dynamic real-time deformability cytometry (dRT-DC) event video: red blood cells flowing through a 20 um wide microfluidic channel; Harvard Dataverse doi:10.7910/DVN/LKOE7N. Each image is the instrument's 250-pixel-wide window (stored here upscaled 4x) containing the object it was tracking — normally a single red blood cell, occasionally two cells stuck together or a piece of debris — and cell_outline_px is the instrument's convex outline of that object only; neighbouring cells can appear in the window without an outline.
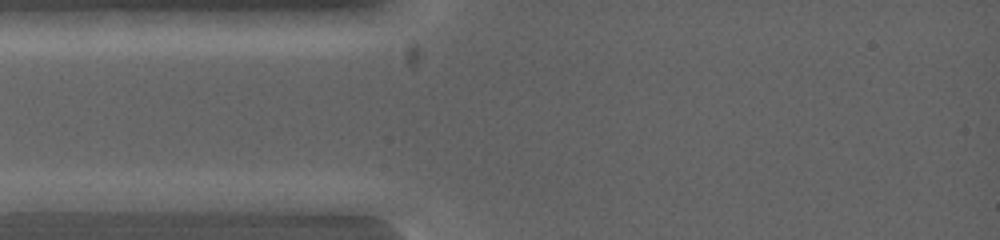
{"species": "common noctule bat (a hibernating species)", "species_latin": "Nyctalus noctula", "temperature_condition": "warm", "stored_images_in_passage": 4, "camera_frame_rate_fps": 5000, "um_per_image_px": 0.085, "animal": {"sex": "female", "body_mass_g": 19.0, "forearm_length_mm": 53.3}, "frame": {"image": 1, "passage_image": 2, "time_ms": 0.2, "image_size_px": [1000, 240], "cell_outline_px": [[152, 200], [136, 212], [16, 212], [12, 200], [40, 192], [136, 192]], "centroid_in_image_um": [6.91, 17.19], "position_along_channel_um": 78.1, "area_um2": 18.09}}